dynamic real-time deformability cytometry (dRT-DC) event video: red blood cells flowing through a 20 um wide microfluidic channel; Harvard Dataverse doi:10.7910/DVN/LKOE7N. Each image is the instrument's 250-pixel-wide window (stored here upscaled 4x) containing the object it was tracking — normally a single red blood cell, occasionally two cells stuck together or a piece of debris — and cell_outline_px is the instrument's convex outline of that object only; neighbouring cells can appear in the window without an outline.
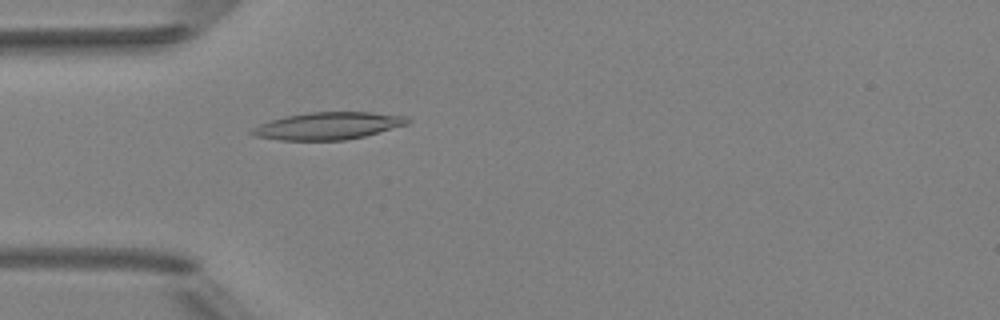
{"species": "Egyptian fruit bat (a non-hibernating species)", "species_latin": "Rousettus aegyptiacus", "temperature_condition": "room temperature", "stored_images_in_passage": 5, "camera_frame_rate_fps": 3000, "um_per_image_px": 0.085, "animal": {"sex": "female"}, "frame": {"image": 1, "passage_image": 5, "time_ms": 4.667, "image_size_px": [1000, 320], "cell_outline_px": [[412, 120], [408, 124], [364, 136], [344, 140], [280, 140], [252, 136], [248, 132], [252, 128], [260, 124], [272, 120], [288, 116], [312, 112], [372, 112], [404, 116]], "centroid_in_image_um": [27.87, 10.7], "position_along_channel_um": 57.1, "area_um2": 24.57}}